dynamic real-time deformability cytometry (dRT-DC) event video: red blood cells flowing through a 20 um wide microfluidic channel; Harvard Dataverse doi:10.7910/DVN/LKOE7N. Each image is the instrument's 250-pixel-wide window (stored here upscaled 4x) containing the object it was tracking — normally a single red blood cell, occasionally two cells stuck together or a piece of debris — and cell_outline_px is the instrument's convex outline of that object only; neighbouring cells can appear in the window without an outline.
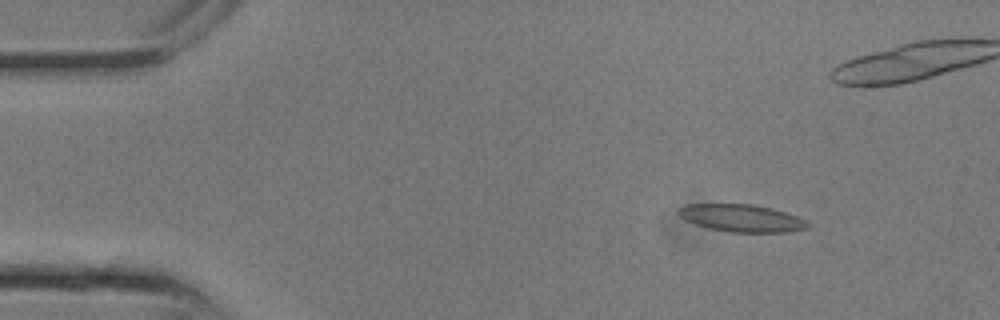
{"species": "common noctule bat (a hibernating species)", "species_latin": "Nyctalus noctula", "temperature_condition": "room temperature", "stored_images_in_passage": 7, "camera_frame_rate_fps": 3000, "um_per_image_px": 0.085, "animal": {"sex": "male", "body_mass_g": 13.3}, "frame": {"image": 1, "passage_image": 2, "time_ms": 0.333, "image_size_px": [1000, 320], "cell_outline_px": [[812, 224], [808, 228], [788, 232], [732, 232], [708, 228], [684, 220], [676, 212], [680, 208], [688, 204], [752, 204], [772, 208], [808, 220]], "centroid_in_image_um": [63.07, 18.54], "position_along_channel_um": 21.9, "area_um2": 20.69}}